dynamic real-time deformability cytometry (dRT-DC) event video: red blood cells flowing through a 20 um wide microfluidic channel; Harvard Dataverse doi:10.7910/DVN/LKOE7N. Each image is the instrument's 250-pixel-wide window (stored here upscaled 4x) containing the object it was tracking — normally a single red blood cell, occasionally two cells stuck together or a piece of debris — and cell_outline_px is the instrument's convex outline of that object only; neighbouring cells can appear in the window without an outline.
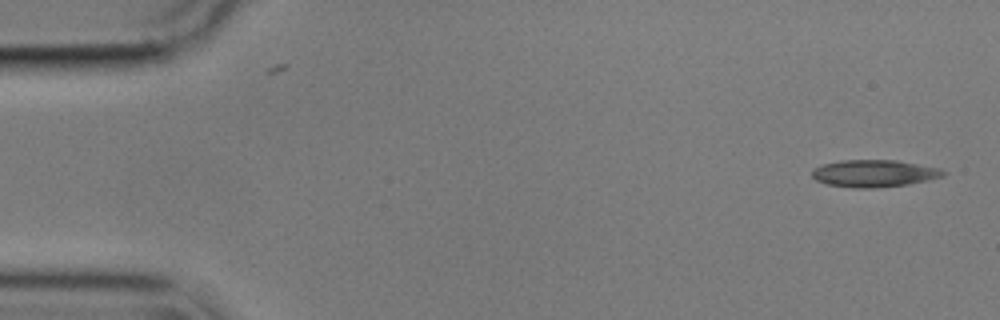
{"species": "common noctule bat (a hibernating species)", "species_latin": "Nyctalus noctula", "temperature_condition": "cold", "stored_images_in_passage": 54, "camera_frame_rate_fps": 3000, "um_per_image_px": 0.085, "animal": {"sex": "male", "body_mass_g": 17.9}, "frame": {"image": 1, "passage_image": 1, "time_ms": 0.0, "image_size_px": [1000, 320], "cell_outline_px": [[948, 172], [944, 176], [928, 180], [908, 184], [876, 188], [856, 188], [828, 184], [816, 180], [812, 176], [812, 168], [824, 164], [840, 160], [896, 160], [940, 168]], "centroid_in_image_um": [74.32, 14.73], "position_along_channel_um": 10.7, "area_um2": 20.81}}
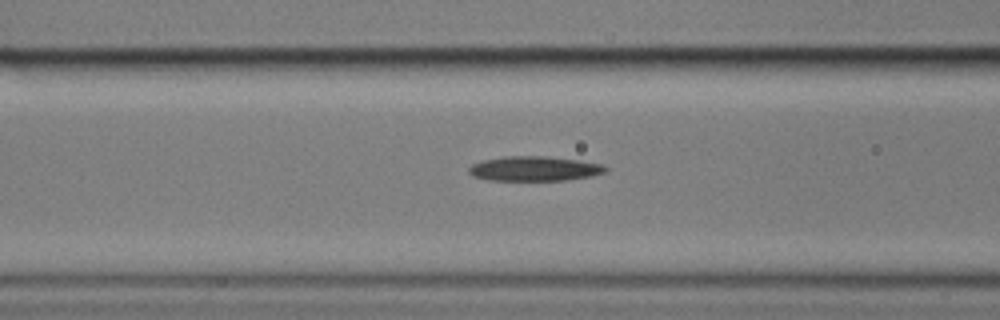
{"frame": {"image": 2, "passage_image": 20, "time_ms": 6.333, "image_size_px": [1000, 320], "cell_outline_px": [[608, 172], [592, 176], [564, 180], [488, 180], [472, 176], [468, 172], [468, 168], [472, 164], [484, 160], [504, 156], [544, 156], [576, 160], [604, 164], [608, 168]], "centroid_in_image_um": [45.44, 14.34], "position_along_channel_um": 121.2, "area_um2": 19.71}}
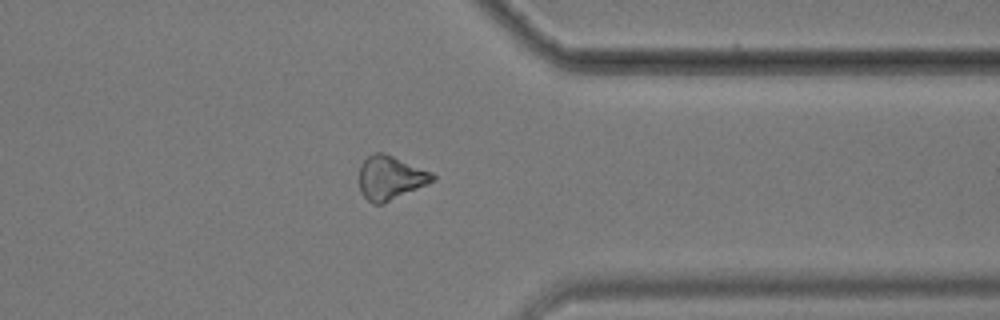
{"frame": {"image": 3, "passage_image": 42, "time_ms": 13.667, "image_size_px": [1000, 320], "cell_outline_px": [[436, 180], [428, 184], [384, 204], [372, 204], [360, 192], [360, 164], [368, 156], [376, 152], [384, 152], [432, 172], [436, 176]], "centroid_in_image_um": [33.2, 15.12], "position_along_channel_um": 378.2, "area_um2": 18.9}}